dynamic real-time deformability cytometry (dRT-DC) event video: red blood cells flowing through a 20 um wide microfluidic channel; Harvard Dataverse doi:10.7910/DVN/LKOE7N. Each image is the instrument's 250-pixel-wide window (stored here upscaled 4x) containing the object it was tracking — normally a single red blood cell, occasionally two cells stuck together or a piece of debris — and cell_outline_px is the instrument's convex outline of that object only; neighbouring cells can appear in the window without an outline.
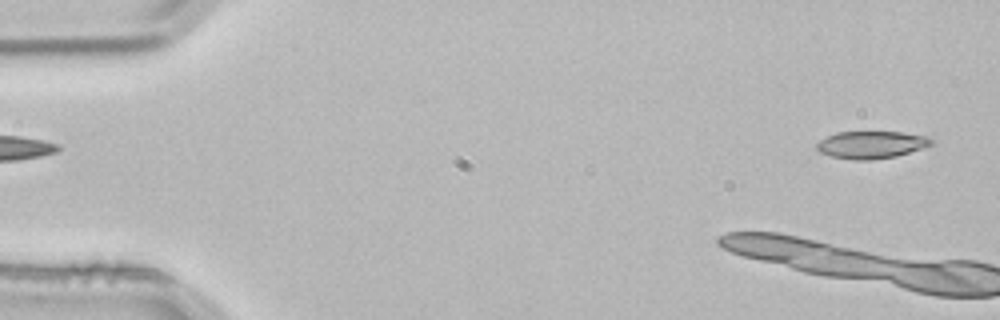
{"species": "common noctule bat (a hibernating species)", "species_latin": "Nyctalus noctula", "temperature_condition": "room temperature", "stored_images_in_passage": 3, "camera_frame_rate_fps": 3000, "um_per_image_px": 0.085, "animal": {"sex": "male", "body_mass_g": 21.5, "forearm_length_mm": 52.0}, "frame": {"image": 1, "passage_image": 3, "time_ms": 0.667, "image_size_px": [1000, 320], "cell_outline_px": [[932, 144], [896, 156], [872, 160], [852, 160], [832, 156], [820, 152], [816, 148], [816, 144], [820, 140], [836, 132], [900, 132], [928, 136], [932, 140]], "centroid_in_image_um": [74.03, 12.3], "position_along_channel_um": 11.0, "area_um2": 18.09}}